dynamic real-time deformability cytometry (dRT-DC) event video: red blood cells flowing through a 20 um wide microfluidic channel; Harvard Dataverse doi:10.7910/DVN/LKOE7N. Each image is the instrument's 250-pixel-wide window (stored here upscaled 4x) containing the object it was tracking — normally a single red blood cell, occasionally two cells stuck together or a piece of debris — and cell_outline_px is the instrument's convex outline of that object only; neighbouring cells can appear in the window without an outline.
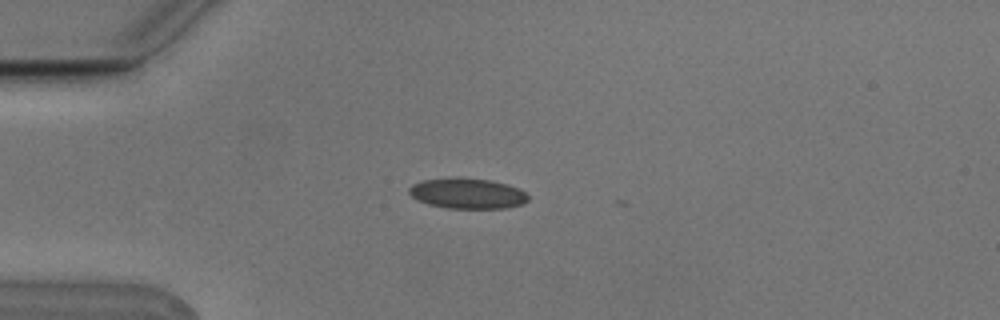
{"species": "Egyptian fruit bat (a non-hibernating species)", "species_latin": "Rousettus aegyptiacus", "temperature_condition": "cold", "stored_images_in_passage": 3, "camera_frame_rate_fps": 3000, "um_per_image_px": 0.085, "animal": {"sex": "male"}, "frame": {"image": 1, "passage_image": 1, "time_ms": 0.0, "image_size_px": [1000, 320], "cell_outline_px": [[528, 200], [520, 204], [504, 208], [448, 208], [428, 204], [412, 196], [408, 192], [408, 188], [412, 184], [424, 180], [452, 176], [488, 180], [508, 184], [520, 188], [528, 196]], "centroid_in_image_um": [39.71, 16.42], "position_along_channel_um": 45.3, "area_um2": 21.15}}